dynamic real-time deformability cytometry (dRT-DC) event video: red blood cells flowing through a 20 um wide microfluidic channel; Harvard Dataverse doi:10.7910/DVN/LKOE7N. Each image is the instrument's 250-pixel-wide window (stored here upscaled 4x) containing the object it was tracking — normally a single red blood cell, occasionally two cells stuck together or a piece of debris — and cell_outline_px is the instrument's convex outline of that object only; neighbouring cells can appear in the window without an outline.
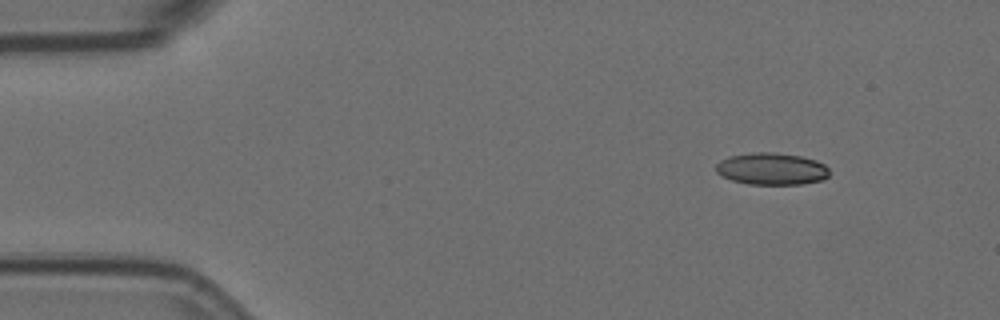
{"species": "Egyptian fruit bat (a non-hibernating species)", "species_latin": "Rousettus aegyptiacus", "temperature_condition": "room temperature", "stored_images_in_passage": 3, "camera_frame_rate_fps": 3000, "um_per_image_px": 0.085, "animal": {"sex": "female"}, "frame": {"image": 1, "passage_image": 1, "time_ms": 0.0, "image_size_px": [1000, 320], "cell_outline_px": [[828, 176], [820, 180], [800, 184], [748, 184], [732, 180], [716, 172], [716, 164], [720, 160], [728, 156], [752, 152], [776, 152], [800, 156], [816, 160], [824, 164], [828, 168]], "centroid_in_image_um": [65.56, 14.34], "position_along_channel_um": 19.4, "area_um2": 21.1}}